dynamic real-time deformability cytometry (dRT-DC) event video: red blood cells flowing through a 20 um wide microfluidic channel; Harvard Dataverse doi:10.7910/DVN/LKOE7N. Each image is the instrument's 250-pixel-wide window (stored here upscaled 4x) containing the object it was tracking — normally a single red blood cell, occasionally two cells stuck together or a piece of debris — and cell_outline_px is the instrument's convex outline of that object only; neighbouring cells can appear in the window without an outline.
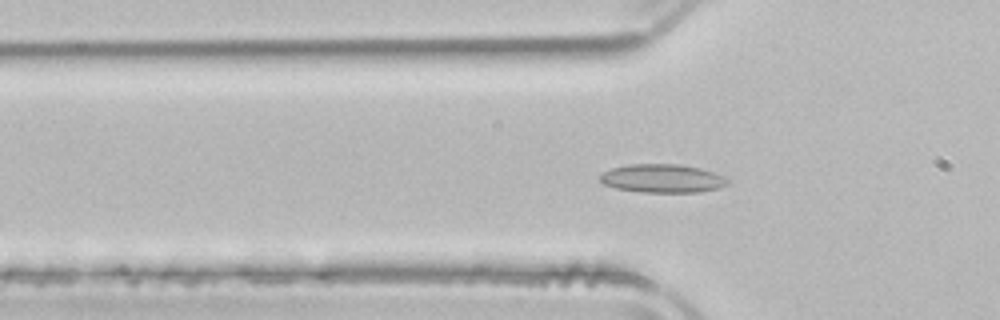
{"species": "common noctule bat (a hibernating species)", "species_latin": "Nyctalus noctula", "temperature_condition": "room temperature", "stored_images_in_passage": 44, "camera_frame_rate_fps": 3000, "um_per_image_px": 0.085, "animal": {"sex": "male", "body_mass_g": 21.5, "forearm_length_mm": 52.0}, "frame": {"image": 1, "passage_image": 9, "time_ms": 2.667, "image_size_px": [1000, 320], "cell_outline_px": [[728, 184], [716, 188], [700, 192], [640, 192], [616, 188], [604, 184], [596, 180], [596, 176], [612, 168], [628, 164], [676, 164], [700, 168], [724, 176], [728, 180]], "centroid_in_image_um": [56.23, 15.16], "position_along_channel_um": 69.6, "area_um2": 21.21}}
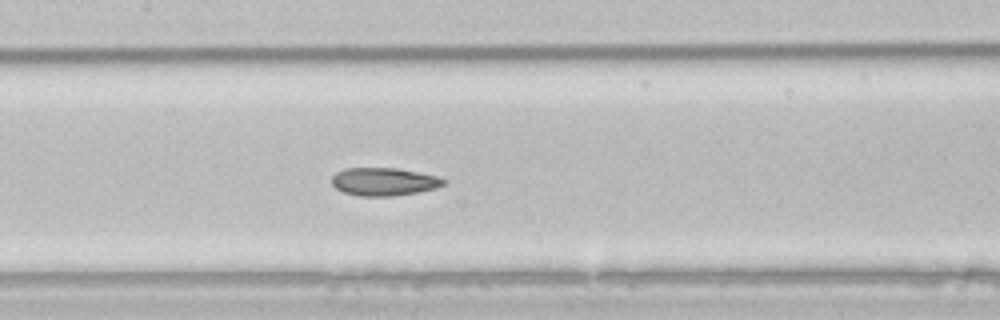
{"frame": {"image": 2, "passage_image": 17, "time_ms": 5.333, "image_size_px": [1000, 320], "cell_outline_px": [[444, 184], [436, 188], [416, 192], [392, 196], [360, 196], [344, 192], [336, 188], [332, 184], [332, 176], [336, 172], [344, 168], [396, 168], [436, 176], [444, 180]], "centroid_in_image_um": [32.58, 15.44], "position_along_channel_um": 174.8, "area_um2": 17.98}}
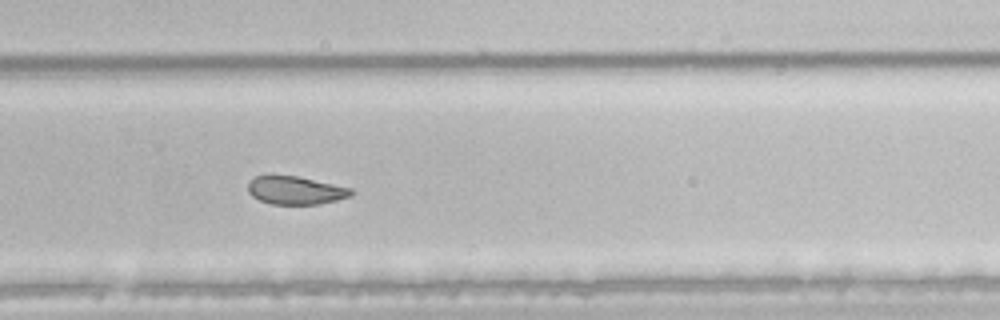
{"frame": {"image": 3, "passage_image": 27, "time_ms": 8.667, "image_size_px": [1000, 320], "cell_outline_px": [[352, 192], [348, 196], [336, 200], [320, 204], [272, 204], [260, 200], [252, 196], [248, 192], [248, 180], [256, 176], [272, 172], [296, 176], [352, 188]], "centroid_in_image_um": [25.02, 16.14], "position_along_channel_um": 304.8, "area_um2": 17.22}, "authors_computed_cell_mechanics": {"area_um2": 19.4208, "velocity_mm_per_s": 3.9214, "shape_relaxation_time_tau1_ms": 6.4267, "shape_relaxation_time_tau2_ms": 2.8174, "deformation_change_tau1": 0.1524, "deformation_change_tau2": 0.0803}}